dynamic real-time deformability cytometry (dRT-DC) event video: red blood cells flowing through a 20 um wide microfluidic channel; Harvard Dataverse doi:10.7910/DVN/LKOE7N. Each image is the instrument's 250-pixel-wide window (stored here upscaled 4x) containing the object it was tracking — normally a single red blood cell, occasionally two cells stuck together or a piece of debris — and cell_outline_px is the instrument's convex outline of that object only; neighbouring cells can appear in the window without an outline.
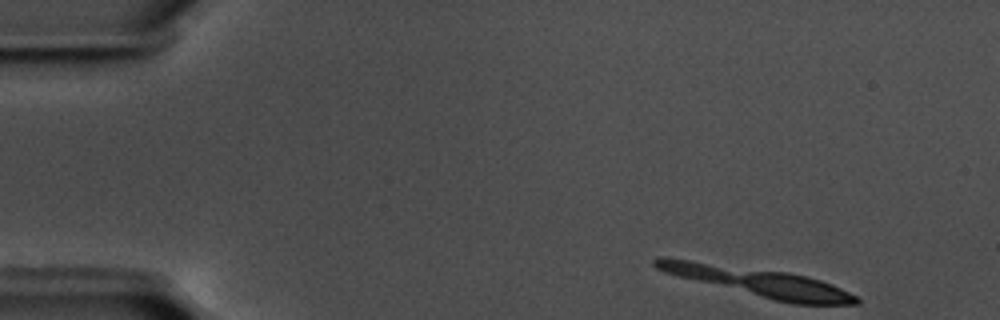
{"species": "common noctule bat (a hibernating species)", "species_latin": "Nyctalus noctula", "temperature_condition": "warm", "stored_images_in_passage": 5, "camera_frame_rate_fps": 3000, "um_per_image_px": 0.085, "animal": {"sex": "male", "body_mass_g": 17.5, "forearm_length_mm": 52.3}, "frame": {"image": 1, "passage_image": 1, "time_ms": 0.0, "image_size_px": [1000, 320], "cell_outline_px": [[860, 304], [792, 304], [664, 272], [656, 268], [652, 264], [652, 260], [656, 256], [668, 256], [788, 272], [808, 276], [832, 284], [856, 296], [860, 300]], "centroid_in_image_um": [64.43, 23.92], "position_along_channel_um": 20.6, "area_um2": 33.41}}